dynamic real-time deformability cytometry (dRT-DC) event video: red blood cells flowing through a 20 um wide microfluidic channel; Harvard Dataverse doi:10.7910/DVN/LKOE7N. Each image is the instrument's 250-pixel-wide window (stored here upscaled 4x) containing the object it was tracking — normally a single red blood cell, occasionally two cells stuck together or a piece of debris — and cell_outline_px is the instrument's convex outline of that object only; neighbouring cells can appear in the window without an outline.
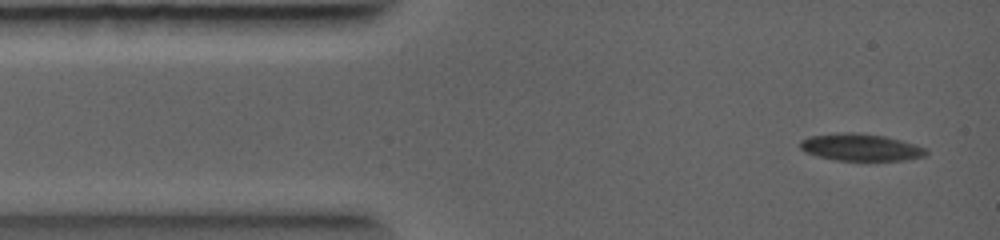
{"species": "common noctule bat (a hibernating species)", "species_latin": "Nyctalus noctula", "temperature_condition": "warm", "stored_images_in_passage": 14, "camera_frame_rate_fps": 5000, "um_per_image_px": 0.085, "animal": {"sex": "female", "body_mass_g": 19.0, "forearm_length_mm": 56.7}, "frame": {"image": 1, "passage_image": 1, "time_ms": 0.0, "image_size_px": [1000, 240], "cell_outline_px": [[928, 152], [920, 156], [892, 160], [844, 160], [820, 156], [804, 148], [800, 144], [800, 140], [808, 136], [836, 132], [856, 132], [884, 136], [916, 144], [924, 148]], "centroid_in_image_um": [73.14, 12.48], "position_along_channel_um": 11.9, "area_um2": 19.13}}
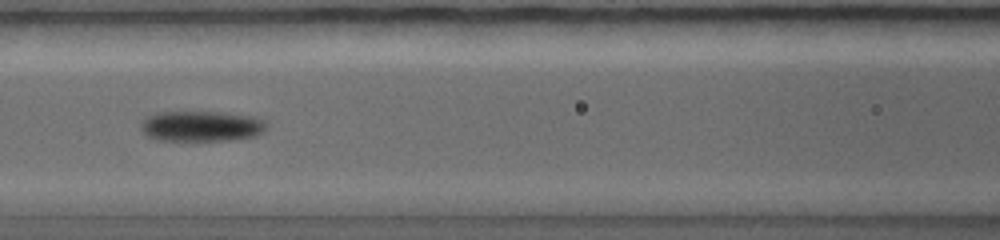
{"frame": {"image": 2, "passage_image": 8, "time_ms": 3.2, "image_size_px": [1000, 240], "cell_outline_px": [[260, 128], [256, 132], [244, 136], [212, 140], [172, 140], [152, 136], [144, 128], [144, 124], [156, 112], [216, 112], [244, 116], [256, 120], [260, 124]], "centroid_in_image_um": [16.98, 10.69], "position_along_channel_um": 149.6, "area_um2": 19.71}}
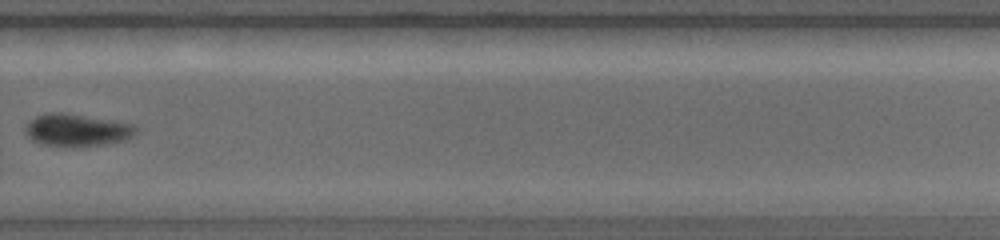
{"frame": {"image": 3, "passage_image": 14, "time_ms": 6.0, "image_size_px": [1000, 240], "cell_outline_px": [[132, 132], [128, 136], [116, 140], [88, 144], [56, 144], [40, 140], [32, 136], [28, 132], [28, 124], [36, 116], [44, 112], [60, 112], [124, 124], [132, 128]], "centroid_in_image_um": [6.4, 10.98], "position_along_channel_um": 323.4, "area_um2": 17.8}}